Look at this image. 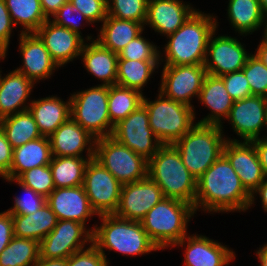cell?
<instances>
[{
	"instance_id": "1",
	"label": "cell",
	"mask_w": 267,
	"mask_h": 266,
	"mask_svg": "<svg viewBox=\"0 0 267 266\" xmlns=\"http://www.w3.org/2000/svg\"><path fill=\"white\" fill-rule=\"evenodd\" d=\"M251 194L242 185L235 169L222 154L196 182L194 209L212 214L245 212Z\"/></svg>"
},
{
	"instance_id": "2",
	"label": "cell",
	"mask_w": 267,
	"mask_h": 266,
	"mask_svg": "<svg viewBox=\"0 0 267 266\" xmlns=\"http://www.w3.org/2000/svg\"><path fill=\"white\" fill-rule=\"evenodd\" d=\"M198 10L167 36L164 56L160 51V65L161 62L172 66L204 64L209 38L219 25L216 16Z\"/></svg>"
},
{
	"instance_id": "3",
	"label": "cell",
	"mask_w": 267,
	"mask_h": 266,
	"mask_svg": "<svg viewBox=\"0 0 267 266\" xmlns=\"http://www.w3.org/2000/svg\"><path fill=\"white\" fill-rule=\"evenodd\" d=\"M98 218L101 224L92 227V244L105 257L106 249L132 257L160 250L149 238L141 222L123 219L115 214L100 215Z\"/></svg>"
},
{
	"instance_id": "4",
	"label": "cell",
	"mask_w": 267,
	"mask_h": 266,
	"mask_svg": "<svg viewBox=\"0 0 267 266\" xmlns=\"http://www.w3.org/2000/svg\"><path fill=\"white\" fill-rule=\"evenodd\" d=\"M148 176L161 188L165 198L194 206L197 179L182 163L173 144H163L148 161Z\"/></svg>"
},
{
	"instance_id": "5",
	"label": "cell",
	"mask_w": 267,
	"mask_h": 266,
	"mask_svg": "<svg viewBox=\"0 0 267 266\" xmlns=\"http://www.w3.org/2000/svg\"><path fill=\"white\" fill-rule=\"evenodd\" d=\"M196 211L184 201L163 198L140 221L153 243L160 249L173 247L187 233L188 222Z\"/></svg>"
},
{
	"instance_id": "6",
	"label": "cell",
	"mask_w": 267,
	"mask_h": 266,
	"mask_svg": "<svg viewBox=\"0 0 267 266\" xmlns=\"http://www.w3.org/2000/svg\"><path fill=\"white\" fill-rule=\"evenodd\" d=\"M223 125L196 123L173 145L178 150L182 163L198 179L222 154L227 140Z\"/></svg>"
},
{
	"instance_id": "7",
	"label": "cell",
	"mask_w": 267,
	"mask_h": 266,
	"mask_svg": "<svg viewBox=\"0 0 267 266\" xmlns=\"http://www.w3.org/2000/svg\"><path fill=\"white\" fill-rule=\"evenodd\" d=\"M154 101L143 97L150 128L162 144H174L195 124V109L164 97L160 92Z\"/></svg>"
},
{
	"instance_id": "8",
	"label": "cell",
	"mask_w": 267,
	"mask_h": 266,
	"mask_svg": "<svg viewBox=\"0 0 267 266\" xmlns=\"http://www.w3.org/2000/svg\"><path fill=\"white\" fill-rule=\"evenodd\" d=\"M71 118L96 139L112 136L114 126L108 112V86H98L71 94Z\"/></svg>"
},
{
	"instance_id": "9",
	"label": "cell",
	"mask_w": 267,
	"mask_h": 266,
	"mask_svg": "<svg viewBox=\"0 0 267 266\" xmlns=\"http://www.w3.org/2000/svg\"><path fill=\"white\" fill-rule=\"evenodd\" d=\"M94 159L122 185L139 181L148 176V161L112 136L95 140Z\"/></svg>"
},
{
	"instance_id": "10",
	"label": "cell",
	"mask_w": 267,
	"mask_h": 266,
	"mask_svg": "<svg viewBox=\"0 0 267 266\" xmlns=\"http://www.w3.org/2000/svg\"><path fill=\"white\" fill-rule=\"evenodd\" d=\"M122 184L94 158L84 172L83 187L95 213L114 214L118 208Z\"/></svg>"
},
{
	"instance_id": "11",
	"label": "cell",
	"mask_w": 267,
	"mask_h": 266,
	"mask_svg": "<svg viewBox=\"0 0 267 266\" xmlns=\"http://www.w3.org/2000/svg\"><path fill=\"white\" fill-rule=\"evenodd\" d=\"M112 137L147 161L163 145L150 128L148 112L143 104L114 126Z\"/></svg>"
},
{
	"instance_id": "12",
	"label": "cell",
	"mask_w": 267,
	"mask_h": 266,
	"mask_svg": "<svg viewBox=\"0 0 267 266\" xmlns=\"http://www.w3.org/2000/svg\"><path fill=\"white\" fill-rule=\"evenodd\" d=\"M159 91L164 97L183 103L190 107L192 98L199 97L205 76L203 64L197 65H163Z\"/></svg>"
},
{
	"instance_id": "13",
	"label": "cell",
	"mask_w": 267,
	"mask_h": 266,
	"mask_svg": "<svg viewBox=\"0 0 267 266\" xmlns=\"http://www.w3.org/2000/svg\"><path fill=\"white\" fill-rule=\"evenodd\" d=\"M74 220H58L54 229L39 242L41 258L67 259L92 244V228Z\"/></svg>"
},
{
	"instance_id": "14",
	"label": "cell",
	"mask_w": 267,
	"mask_h": 266,
	"mask_svg": "<svg viewBox=\"0 0 267 266\" xmlns=\"http://www.w3.org/2000/svg\"><path fill=\"white\" fill-rule=\"evenodd\" d=\"M217 29L208 41L204 66L207 74L221 77L225 74L241 71L251 55L237 38L215 36ZM210 56V57H209Z\"/></svg>"
},
{
	"instance_id": "15",
	"label": "cell",
	"mask_w": 267,
	"mask_h": 266,
	"mask_svg": "<svg viewBox=\"0 0 267 266\" xmlns=\"http://www.w3.org/2000/svg\"><path fill=\"white\" fill-rule=\"evenodd\" d=\"M164 198L161 188L149 177L122 186L116 216L140 222Z\"/></svg>"
},
{
	"instance_id": "16",
	"label": "cell",
	"mask_w": 267,
	"mask_h": 266,
	"mask_svg": "<svg viewBox=\"0 0 267 266\" xmlns=\"http://www.w3.org/2000/svg\"><path fill=\"white\" fill-rule=\"evenodd\" d=\"M226 120L243 141L260 138L259 135L264 131V126L267 130V98L252 95L234 101Z\"/></svg>"
},
{
	"instance_id": "17",
	"label": "cell",
	"mask_w": 267,
	"mask_h": 266,
	"mask_svg": "<svg viewBox=\"0 0 267 266\" xmlns=\"http://www.w3.org/2000/svg\"><path fill=\"white\" fill-rule=\"evenodd\" d=\"M223 155L235 169L242 185L251 194L264 180L265 174L252 141L227 140Z\"/></svg>"
},
{
	"instance_id": "18",
	"label": "cell",
	"mask_w": 267,
	"mask_h": 266,
	"mask_svg": "<svg viewBox=\"0 0 267 266\" xmlns=\"http://www.w3.org/2000/svg\"><path fill=\"white\" fill-rule=\"evenodd\" d=\"M35 33L59 67L79 58L86 42L82 36L55 24L50 19L45 21Z\"/></svg>"
},
{
	"instance_id": "19",
	"label": "cell",
	"mask_w": 267,
	"mask_h": 266,
	"mask_svg": "<svg viewBox=\"0 0 267 266\" xmlns=\"http://www.w3.org/2000/svg\"><path fill=\"white\" fill-rule=\"evenodd\" d=\"M175 246L186 247L184 266H227L236 257L233 249L204 235H186Z\"/></svg>"
},
{
	"instance_id": "20",
	"label": "cell",
	"mask_w": 267,
	"mask_h": 266,
	"mask_svg": "<svg viewBox=\"0 0 267 266\" xmlns=\"http://www.w3.org/2000/svg\"><path fill=\"white\" fill-rule=\"evenodd\" d=\"M19 36L23 66L15 70L23 73L34 83L50 78L59 66L52 59L42 40L36 33H20Z\"/></svg>"
},
{
	"instance_id": "21",
	"label": "cell",
	"mask_w": 267,
	"mask_h": 266,
	"mask_svg": "<svg viewBox=\"0 0 267 266\" xmlns=\"http://www.w3.org/2000/svg\"><path fill=\"white\" fill-rule=\"evenodd\" d=\"M52 156L94 158L95 140L87 130L83 129L71 117L61 124L50 136Z\"/></svg>"
},
{
	"instance_id": "22",
	"label": "cell",
	"mask_w": 267,
	"mask_h": 266,
	"mask_svg": "<svg viewBox=\"0 0 267 266\" xmlns=\"http://www.w3.org/2000/svg\"><path fill=\"white\" fill-rule=\"evenodd\" d=\"M46 203L58 220H74L84 225L87 219L98 216L93 210L83 185L55 188L47 197Z\"/></svg>"
},
{
	"instance_id": "23",
	"label": "cell",
	"mask_w": 267,
	"mask_h": 266,
	"mask_svg": "<svg viewBox=\"0 0 267 266\" xmlns=\"http://www.w3.org/2000/svg\"><path fill=\"white\" fill-rule=\"evenodd\" d=\"M196 11L182 0H148L147 16L144 26L168 36L180 28Z\"/></svg>"
},
{
	"instance_id": "24",
	"label": "cell",
	"mask_w": 267,
	"mask_h": 266,
	"mask_svg": "<svg viewBox=\"0 0 267 266\" xmlns=\"http://www.w3.org/2000/svg\"><path fill=\"white\" fill-rule=\"evenodd\" d=\"M198 99L203 106L210 109L211 113L196 123L222 126V121L228 118L234 102L225 88L223 79L207 74Z\"/></svg>"
},
{
	"instance_id": "25",
	"label": "cell",
	"mask_w": 267,
	"mask_h": 266,
	"mask_svg": "<svg viewBox=\"0 0 267 266\" xmlns=\"http://www.w3.org/2000/svg\"><path fill=\"white\" fill-rule=\"evenodd\" d=\"M35 83L17 70L0 77V120L28 110L27 103ZM27 104V105H26Z\"/></svg>"
},
{
	"instance_id": "26",
	"label": "cell",
	"mask_w": 267,
	"mask_h": 266,
	"mask_svg": "<svg viewBox=\"0 0 267 266\" xmlns=\"http://www.w3.org/2000/svg\"><path fill=\"white\" fill-rule=\"evenodd\" d=\"M80 56L82 57L84 68L98 80L101 85L111 86L116 84L118 54L103 47L92 36H87ZM92 39V40H91Z\"/></svg>"
},
{
	"instance_id": "27",
	"label": "cell",
	"mask_w": 267,
	"mask_h": 266,
	"mask_svg": "<svg viewBox=\"0 0 267 266\" xmlns=\"http://www.w3.org/2000/svg\"><path fill=\"white\" fill-rule=\"evenodd\" d=\"M28 110L34 117L42 136L49 137L61 124L70 117L71 99L65 102L57 96L29 100Z\"/></svg>"
},
{
	"instance_id": "28",
	"label": "cell",
	"mask_w": 267,
	"mask_h": 266,
	"mask_svg": "<svg viewBox=\"0 0 267 266\" xmlns=\"http://www.w3.org/2000/svg\"><path fill=\"white\" fill-rule=\"evenodd\" d=\"M52 157L49 137L42 136L29 141L13 149L12 166L5 178L17 179L29 169L49 165Z\"/></svg>"
},
{
	"instance_id": "29",
	"label": "cell",
	"mask_w": 267,
	"mask_h": 266,
	"mask_svg": "<svg viewBox=\"0 0 267 266\" xmlns=\"http://www.w3.org/2000/svg\"><path fill=\"white\" fill-rule=\"evenodd\" d=\"M102 23L96 41L117 54L145 30L144 24L111 16H107Z\"/></svg>"
},
{
	"instance_id": "30",
	"label": "cell",
	"mask_w": 267,
	"mask_h": 266,
	"mask_svg": "<svg viewBox=\"0 0 267 266\" xmlns=\"http://www.w3.org/2000/svg\"><path fill=\"white\" fill-rule=\"evenodd\" d=\"M14 236L19 238L43 240L56 226L57 217L46 203L37 212L29 215L11 214Z\"/></svg>"
},
{
	"instance_id": "31",
	"label": "cell",
	"mask_w": 267,
	"mask_h": 266,
	"mask_svg": "<svg viewBox=\"0 0 267 266\" xmlns=\"http://www.w3.org/2000/svg\"><path fill=\"white\" fill-rule=\"evenodd\" d=\"M227 14L232 28L241 36L260 30L267 20L259 0H229Z\"/></svg>"
},
{
	"instance_id": "32",
	"label": "cell",
	"mask_w": 267,
	"mask_h": 266,
	"mask_svg": "<svg viewBox=\"0 0 267 266\" xmlns=\"http://www.w3.org/2000/svg\"><path fill=\"white\" fill-rule=\"evenodd\" d=\"M0 127L13 149L42 137L34 117L29 110L21 111L1 119Z\"/></svg>"
},
{
	"instance_id": "33",
	"label": "cell",
	"mask_w": 267,
	"mask_h": 266,
	"mask_svg": "<svg viewBox=\"0 0 267 266\" xmlns=\"http://www.w3.org/2000/svg\"><path fill=\"white\" fill-rule=\"evenodd\" d=\"M93 158L53 156L49 164L55 188L83 185L87 163Z\"/></svg>"
},
{
	"instance_id": "34",
	"label": "cell",
	"mask_w": 267,
	"mask_h": 266,
	"mask_svg": "<svg viewBox=\"0 0 267 266\" xmlns=\"http://www.w3.org/2000/svg\"><path fill=\"white\" fill-rule=\"evenodd\" d=\"M159 64L160 61L118 59L116 84L143 93Z\"/></svg>"
},
{
	"instance_id": "35",
	"label": "cell",
	"mask_w": 267,
	"mask_h": 266,
	"mask_svg": "<svg viewBox=\"0 0 267 266\" xmlns=\"http://www.w3.org/2000/svg\"><path fill=\"white\" fill-rule=\"evenodd\" d=\"M15 26L21 25L20 33H35L48 19L43 13L40 0H4Z\"/></svg>"
},
{
	"instance_id": "36",
	"label": "cell",
	"mask_w": 267,
	"mask_h": 266,
	"mask_svg": "<svg viewBox=\"0 0 267 266\" xmlns=\"http://www.w3.org/2000/svg\"><path fill=\"white\" fill-rule=\"evenodd\" d=\"M143 93L120 85L108 86V112L115 126L143 103Z\"/></svg>"
},
{
	"instance_id": "37",
	"label": "cell",
	"mask_w": 267,
	"mask_h": 266,
	"mask_svg": "<svg viewBox=\"0 0 267 266\" xmlns=\"http://www.w3.org/2000/svg\"><path fill=\"white\" fill-rule=\"evenodd\" d=\"M39 257L38 241L14 236L0 253V266H33Z\"/></svg>"
},
{
	"instance_id": "38",
	"label": "cell",
	"mask_w": 267,
	"mask_h": 266,
	"mask_svg": "<svg viewBox=\"0 0 267 266\" xmlns=\"http://www.w3.org/2000/svg\"><path fill=\"white\" fill-rule=\"evenodd\" d=\"M148 0H107L108 16L145 24Z\"/></svg>"
},
{
	"instance_id": "39",
	"label": "cell",
	"mask_w": 267,
	"mask_h": 266,
	"mask_svg": "<svg viewBox=\"0 0 267 266\" xmlns=\"http://www.w3.org/2000/svg\"><path fill=\"white\" fill-rule=\"evenodd\" d=\"M17 180L26 187L47 197L54 189V181L49 165H42L22 173Z\"/></svg>"
},
{
	"instance_id": "40",
	"label": "cell",
	"mask_w": 267,
	"mask_h": 266,
	"mask_svg": "<svg viewBox=\"0 0 267 266\" xmlns=\"http://www.w3.org/2000/svg\"><path fill=\"white\" fill-rule=\"evenodd\" d=\"M118 59L160 61V50L140 34L118 53Z\"/></svg>"
},
{
	"instance_id": "41",
	"label": "cell",
	"mask_w": 267,
	"mask_h": 266,
	"mask_svg": "<svg viewBox=\"0 0 267 266\" xmlns=\"http://www.w3.org/2000/svg\"><path fill=\"white\" fill-rule=\"evenodd\" d=\"M242 71L248 80L251 94L267 98V66L251 53Z\"/></svg>"
},
{
	"instance_id": "42",
	"label": "cell",
	"mask_w": 267,
	"mask_h": 266,
	"mask_svg": "<svg viewBox=\"0 0 267 266\" xmlns=\"http://www.w3.org/2000/svg\"><path fill=\"white\" fill-rule=\"evenodd\" d=\"M8 182H14L20 186V189L26 193V196H15L14 206L7 211L10 214L29 215L37 212L44 204H46V197L36 193L33 189L24 186L17 179L3 178Z\"/></svg>"
},
{
	"instance_id": "43",
	"label": "cell",
	"mask_w": 267,
	"mask_h": 266,
	"mask_svg": "<svg viewBox=\"0 0 267 266\" xmlns=\"http://www.w3.org/2000/svg\"><path fill=\"white\" fill-rule=\"evenodd\" d=\"M50 19L55 24L68 28L72 32L82 35L80 31L81 24L79 22L80 17L87 24H92L87 17H85L72 3L68 0ZM79 17V19H77ZM78 20V21H77Z\"/></svg>"
},
{
	"instance_id": "44",
	"label": "cell",
	"mask_w": 267,
	"mask_h": 266,
	"mask_svg": "<svg viewBox=\"0 0 267 266\" xmlns=\"http://www.w3.org/2000/svg\"><path fill=\"white\" fill-rule=\"evenodd\" d=\"M109 262L93 244L67 258V266H109Z\"/></svg>"
},
{
	"instance_id": "45",
	"label": "cell",
	"mask_w": 267,
	"mask_h": 266,
	"mask_svg": "<svg viewBox=\"0 0 267 266\" xmlns=\"http://www.w3.org/2000/svg\"><path fill=\"white\" fill-rule=\"evenodd\" d=\"M221 78L228 94L234 101L252 96L248 80L242 70L225 74Z\"/></svg>"
},
{
	"instance_id": "46",
	"label": "cell",
	"mask_w": 267,
	"mask_h": 266,
	"mask_svg": "<svg viewBox=\"0 0 267 266\" xmlns=\"http://www.w3.org/2000/svg\"><path fill=\"white\" fill-rule=\"evenodd\" d=\"M91 23L103 22L107 16V0H69Z\"/></svg>"
},
{
	"instance_id": "47",
	"label": "cell",
	"mask_w": 267,
	"mask_h": 266,
	"mask_svg": "<svg viewBox=\"0 0 267 266\" xmlns=\"http://www.w3.org/2000/svg\"><path fill=\"white\" fill-rule=\"evenodd\" d=\"M13 28L15 25L10 18L5 1L0 0V49L8 51Z\"/></svg>"
},
{
	"instance_id": "48",
	"label": "cell",
	"mask_w": 267,
	"mask_h": 266,
	"mask_svg": "<svg viewBox=\"0 0 267 266\" xmlns=\"http://www.w3.org/2000/svg\"><path fill=\"white\" fill-rule=\"evenodd\" d=\"M13 148L0 127V177L5 178L12 166Z\"/></svg>"
},
{
	"instance_id": "49",
	"label": "cell",
	"mask_w": 267,
	"mask_h": 266,
	"mask_svg": "<svg viewBox=\"0 0 267 266\" xmlns=\"http://www.w3.org/2000/svg\"><path fill=\"white\" fill-rule=\"evenodd\" d=\"M14 237L12 215L7 211L0 212V253Z\"/></svg>"
},
{
	"instance_id": "50",
	"label": "cell",
	"mask_w": 267,
	"mask_h": 266,
	"mask_svg": "<svg viewBox=\"0 0 267 266\" xmlns=\"http://www.w3.org/2000/svg\"><path fill=\"white\" fill-rule=\"evenodd\" d=\"M255 150L257 152L259 162L262 166L265 176H267V136L252 140Z\"/></svg>"
},
{
	"instance_id": "51",
	"label": "cell",
	"mask_w": 267,
	"mask_h": 266,
	"mask_svg": "<svg viewBox=\"0 0 267 266\" xmlns=\"http://www.w3.org/2000/svg\"><path fill=\"white\" fill-rule=\"evenodd\" d=\"M68 0H40L43 13L47 19L52 16L67 2Z\"/></svg>"
},
{
	"instance_id": "52",
	"label": "cell",
	"mask_w": 267,
	"mask_h": 266,
	"mask_svg": "<svg viewBox=\"0 0 267 266\" xmlns=\"http://www.w3.org/2000/svg\"><path fill=\"white\" fill-rule=\"evenodd\" d=\"M259 196L262 208L264 209V212H267V176H265L262 183L251 193V201L249 208H251L252 205H254L255 197ZM256 195V196H255Z\"/></svg>"
},
{
	"instance_id": "53",
	"label": "cell",
	"mask_w": 267,
	"mask_h": 266,
	"mask_svg": "<svg viewBox=\"0 0 267 266\" xmlns=\"http://www.w3.org/2000/svg\"><path fill=\"white\" fill-rule=\"evenodd\" d=\"M33 266H67V259L39 257Z\"/></svg>"
},
{
	"instance_id": "54",
	"label": "cell",
	"mask_w": 267,
	"mask_h": 266,
	"mask_svg": "<svg viewBox=\"0 0 267 266\" xmlns=\"http://www.w3.org/2000/svg\"><path fill=\"white\" fill-rule=\"evenodd\" d=\"M254 53L267 66V43L262 39Z\"/></svg>"
},
{
	"instance_id": "55",
	"label": "cell",
	"mask_w": 267,
	"mask_h": 266,
	"mask_svg": "<svg viewBox=\"0 0 267 266\" xmlns=\"http://www.w3.org/2000/svg\"><path fill=\"white\" fill-rule=\"evenodd\" d=\"M255 253L260 263L259 266H267V243L262 247H259V250H257Z\"/></svg>"
},
{
	"instance_id": "56",
	"label": "cell",
	"mask_w": 267,
	"mask_h": 266,
	"mask_svg": "<svg viewBox=\"0 0 267 266\" xmlns=\"http://www.w3.org/2000/svg\"><path fill=\"white\" fill-rule=\"evenodd\" d=\"M263 14L267 17V0H259Z\"/></svg>"
},
{
	"instance_id": "57",
	"label": "cell",
	"mask_w": 267,
	"mask_h": 266,
	"mask_svg": "<svg viewBox=\"0 0 267 266\" xmlns=\"http://www.w3.org/2000/svg\"><path fill=\"white\" fill-rule=\"evenodd\" d=\"M263 28H264V31H263L264 34L262 36V39L267 43V20H266V23L264 24Z\"/></svg>"
},
{
	"instance_id": "58",
	"label": "cell",
	"mask_w": 267,
	"mask_h": 266,
	"mask_svg": "<svg viewBox=\"0 0 267 266\" xmlns=\"http://www.w3.org/2000/svg\"><path fill=\"white\" fill-rule=\"evenodd\" d=\"M8 51L6 50H3V49H0V60H4V58L6 57V54H7ZM1 70H0V77H1Z\"/></svg>"
}]
</instances>
